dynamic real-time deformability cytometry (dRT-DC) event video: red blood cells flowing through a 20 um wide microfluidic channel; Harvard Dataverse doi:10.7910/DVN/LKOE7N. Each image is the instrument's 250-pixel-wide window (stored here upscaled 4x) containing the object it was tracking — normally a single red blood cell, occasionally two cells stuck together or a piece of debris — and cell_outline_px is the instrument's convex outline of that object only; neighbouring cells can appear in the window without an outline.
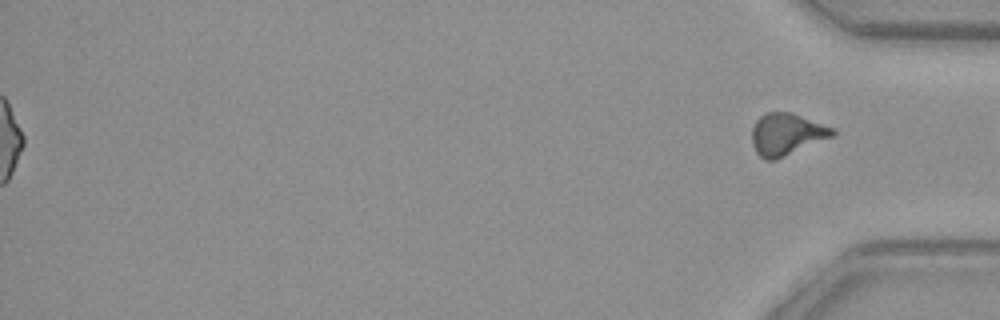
{"species": "common noctule bat (a hibernating species)", "species_latin": "Nyctalus noctula", "temperature_condition": "warm", "stored_images_in_passage": 51, "segment_of_instrument_passage": [2, 2], "camera_frame_rate_fps": 3000, "um_per_image_px": 0.085, "animal": {"sex": "female", "body_mass_g": 29.2, "forearm_length_mm": 56.3}, "frame": {"image": 1, "passage_image": 51, "time_ms": 16.667, "image_size_px": [1000, 320], "cell_outline_px": [[836, 136], [776, 160], [764, 160], [756, 152], [752, 144], [752, 128], [756, 120], [764, 112], [792, 112], [836, 128]], "centroid_in_image_um": [66.9, 11.41], "position_along_channel_um": 368.3, "area_um2": 20.23}}